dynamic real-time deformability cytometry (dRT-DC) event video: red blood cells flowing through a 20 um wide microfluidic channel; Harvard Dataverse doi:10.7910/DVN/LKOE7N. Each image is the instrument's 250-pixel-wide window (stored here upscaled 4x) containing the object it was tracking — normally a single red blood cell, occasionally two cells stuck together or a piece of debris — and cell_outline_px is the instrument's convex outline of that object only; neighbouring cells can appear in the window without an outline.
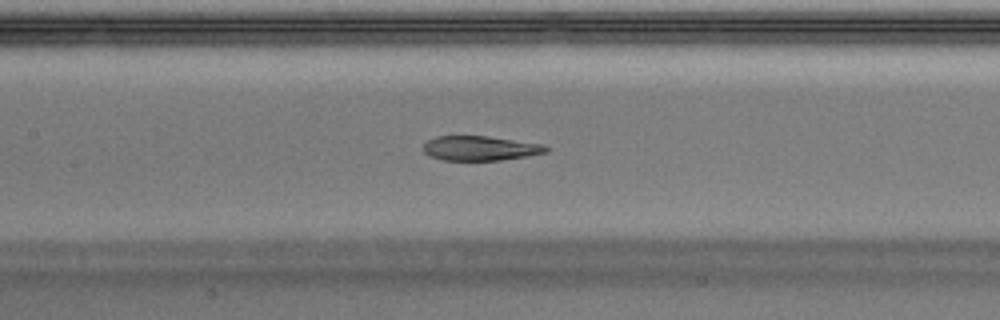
{"species": "Egyptian fruit bat (a non-hibernating species)", "species_latin": "Rousettus aegyptiacus", "temperature_condition": "warm", "stored_images_in_passage": 34, "camera_frame_rate_fps": 3000, "um_per_image_px": 0.085, "animal": {"sex": "male"}, "frame": {"image": 1, "passage_image": 10, "time_ms": 3.0, "image_size_px": [1000, 320], "cell_outline_px": [[548, 152], [500, 160], [444, 160], [428, 156], [424, 152], [424, 144], [428, 140], [436, 136], [488, 136], [544, 144], [548, 148]], "centroid_in_image_um": [40.8, 12.59], "position_along_channel_um": 166.6, "area_um2": 17.51}}
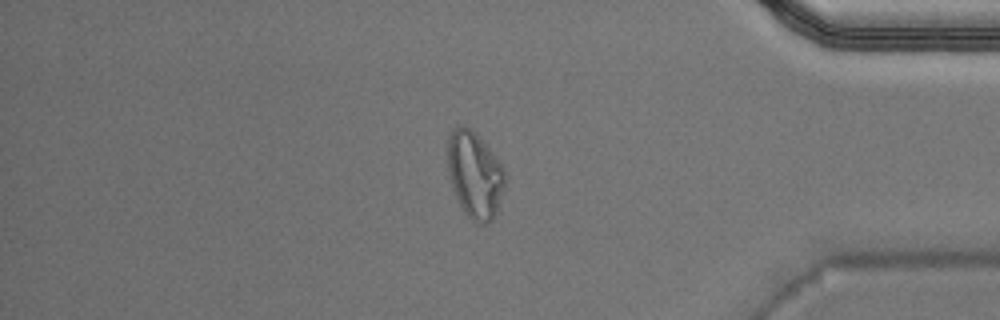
{"frame": {"image": 2, "passage_image": 29, "time_ms": 9.333, "image_size_px": [1000, 320], "cell_outline_px": [[508, 176], [496, 212], [492, 220], [488, 224], [480, 224], [472, 220], [464, 212], [452, 188], [448, 172], [448, 136], [452, 128], [456, 124], [468, 128], [488, 148], [504, 168]], "centroid_in_image_um": [40.36, 14.88], "position_along_channel_um": 394.8, "area_um2": 28.73}}